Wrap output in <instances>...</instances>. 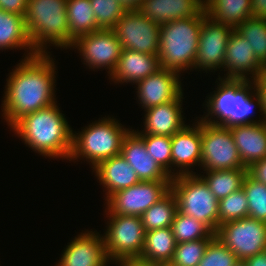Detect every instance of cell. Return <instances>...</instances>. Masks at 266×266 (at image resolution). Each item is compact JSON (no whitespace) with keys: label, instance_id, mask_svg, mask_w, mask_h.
I'll use <instances>...</instances> for the list:
<instances>
[{"label":"cell","instance_id":"obj_6","mask_svg":"<svg viewBox=\"0 0 266 266\" xmlns=\"http://www.w3.org/2000/svg\"><path fill=\"white\" fill-rule=\"evenodd\" d=\"M130 129L108 115L85 125L81 131H73L69 162L83 160L94 168L99 162L120 155L123 138Z\"/></svg>","mask_w":266,"mask_h":266},{"label":"cell","instance_id":"obj_4","mask_svg":"<svg viewBox=\"0 0 266 266\" xmlns=\"http://www.w3.org/2000/svg\"><path fill=\"white\" fill-rule=\"evenodd\" d=\"M66 3L67 0H28L24 19L31 45L38 54H51L49 46L60 50L72 47Z\"/></svg>","mask_w":266,"mask_h":266},{"label":"cell","instance_id":"obj_10","mask_svg":"<svg viewBox=\"0 0 266 266\" xmlns=\"http://www.w3.org/2000/svg\"><path fill=\"white\" fill-rule=\"evenodd\" d=\"M239 261L266 251V222L250 217L220 225L215 233Z\"/></svg>","mask_w":266,"mask_h":266},{"label":"cell","instance_id":"obj_17","mask_svg":"<svg viewBox=\"0 0 266 266\" xmlns=\"http://www.w3.org/2000/svg\"><path fill=\"white\" fill-rule=\"evenodd\" d=\"M195 121V124H187L182 130L171 136L172 177L184 174H198L193 167L200 168L201 164L202 129L201 120L196 119Z\"/></svg>","mask_w":266,"mask_h":266},{"label":"cell","instance_id":"obj_11","mask_svg":"<svg viewBox=\"0 0 266 266\" xmlns=\"http://www.w3.org/2000/svg\"><path fill=\"white\" fill-rule=\"evenodd\" d=\"M171 181H140L104 201V215L139 216L170 191ZM106 204V205H105Z\"/></svg>","mask_w":266,"mask_h":266},{"label":"cell","instance_id":"obj_1","mask_svg":"<svg viewBox=\"0 0 266 266\" xmlns=\"http://www.w3.org/2000/svg\"><path fill=\"white\" fill-rule=\"evenodd\" d=\"M53 54H38L19 60L6 79L1 114L9 128L24 115L56 103Z\"/></svg>","mask_w":266,"mask_h":266},{"label":"cell","instance_id":"obj_13","mask_svg":"<svg viewBox=\"0 0 266 266\" xmlns=\"http://www.w3.org/2000/svg\"><path fill=\"white\" fill-rule=\"evenodd\" d=\"M112 30L122 49L158 55L160 25L138 10H127Z\"/></svg>","mask_w":266,"mask_h":266},{"label":"cell","instance_id":"obj_39","mask_svg":"<svg viewBox=\"0 0 266 266\" xmlns=\"http://www.w3.org/2000/svg\"><path fill=\"white\" fill-rule=\"evenodd\" d=\"M27 3L28 0H0V9L25 17Z\"/></svg>","mask_w":266,"mask_h":266},{"label":"cell","instance_id":"obj_36","mask_svg":"<svg viewBox=\"0 0 266 266\" xmlns=\"http://www.w3.org/2000/svg\"><path fill=\"white\" fill-rule=\"evenodd\" d=\"M212 239L177 243L169 266H198Z\"/></svg>","mask_w":266,"mask_h":266},{"label":"cell","instance_id":"obj_45","mask_svg":"<svg viewBox=\"0 0 266 266\" xmlns=\"http://www.w3.org/2000/svg\"><path fill=\"white\" fill-rule=\"evenodd\" d=\"M127 10H138L143 0H118Z\"/></svg>","mask_w":266,"mask_h":266},{"label":"cell","instance_id":"obj_46","mask_svg":"<svg viewBox=\"0 0 266 266\" xmlns=\"http://www.w3.org/2000/svg\"><path fill=\"white\" fill-rule=\"evenodd\" d=\"M234 266H246L244 261H239L238 263H236Z\"/></svg>","mask_w":266,"mask_h":266},{"label":"cell","instance_id":"obj_29","mask_svg":"<svg viewBox=\"0 0 266 266\" xmlns=\"http://www.w3.org/2000/svg\"><path fill=\"white\" fill-rule=\"evenodd\" d=\"M203 172V174L199 175L209 186V189L214 194V196L218 200H221L232 192H235L242 188L244 177L247 174V168L210 170Z\"/></svg>","mask_w":266,"mask_h":266},{"label":"cell","instance_id":"obj_18","mask_svg":"<svg viewBox=\"0 0 266 266\" xmlns=\"http://www.w3.org/2000/svg\"><path fill=\"white\" fill-rule=\"evenodd\" d=\"M264 67L249 42L233 30L226 46L221 70L224 71V75L220 78L253 80L264 72Z\"/></svg>","mask_w":266,"mask_h":266},{"label":"cell","instance_id":"obj_12","mask_svg":"<svg viewBox=\"0 0 266 266\" xmlns=\"http://www.w3.org/2000/svg\"><path fill=\"white\" fill-rule=\"evenodd\" d=\"M76 49L82 64L91 71L108 70V77L117 66L121 56L122 46L113 30L100 29L80 36L70 50Z\"/></svg>","mask_w":266,"mask_h":266},{"label":"cell","instance_id":"obj_35","mask_svg":"<svg viewBox=\"0 0 266 266\" xmlns=\"http://www.w3.org/2000/svg\"><path fill=\"white\" fill-rule=\"evenodd\" d=\"M97 27L112 30L127 9L118 0H90Z\"/></svg>","mask_w":266,"mask_h":266},{"label":"cell","instance_id":"obj_26","mask_svg":"<svg viewBox=\"0 0 266 266\" xmlns=\"http://www.w3.org/2000/svg\"><path fill=\"white\" fill-rule=\"evenodd\" d=\"M176 245L171 227L147 231L139 259L167 265L172 260Z\"/></svg>","mask_w":266,"mask_h":266},{"label":"cell","instance_id":"obj_23","mask_svg":"<svg viewBox=\"0 0 266 266\" xmlns=\"http://www.w3.org/2000/svg\"><path fill=\"white\" fill-rule=\"evenodd\" d=\"M204 0H143L138 11L159 25L197 16L204 9Z\"/></svg>","mask_w":266,"mask_h":266},{"label":"cell","instance_id":"obj_19","mask_svg":"<svg viewBox=\"0 0 266 266\" xmlns=\"http://www.w3.org/2000/svg\"><path fill=\"white\" fill-rule=\"evenodd\" d=\"M184 92L175 100L146 109L143 113L142 131L133 129L138 135L173 136L182 130L187 123L184 121ZM186 123V124H185Z\"/></svg>","mask_w":266,"mask_h":266},{"label":"cell","instance_id":"obj_43","mask_svg":"<svg viewBox=\"0 0 266 266\" xmlns=\"http://www.w3.org/2000/svg\"><path fill=\"white\" fill-rule=\"evenodd\" d=\"M116 266H163L162 263L146 262L136 259H126L115 264Z\"/></svg>","mask_w":266,"mask_h":266},{"label":"cell","instance_id":"obj_24","mask_svg":"<svg viewBox=\"0 0 266 266\" xmlns=\"http://www.w3.org/2000/svg\"><path fill=\"white\" fill-rule=\"evenodd\" d=\"M244 167L266 157V121L230 127Z\"/></svg>","mask_w":266,"mask_h":266},{"label":"cell","instance_id":"obj_33","mask_svg":"<svg viewBox=\"0 0 266 266\" xmlns=\"http://www.w3.org/2000/svg\"><path fill=\"white\" fill-rule=\"evenodd\" d=\"M242 188L248 200V217L266 222V185L247 173Z\"/></svg>","mask_w":266,"mask_h":266},{"label":"cell","instance_id":"obj_9","mask_svg":"<svg viewBox=\"0 0 266 266\" xmlns=\"http://www.w3.org/2000/svg\"><path fill=\"white\" fill-rule=\"evenodd\" d=\"M200 170H230L244 167L229 127L212 125L201 120Z\"/></svg>","mask_w":266,"mask_h":266},{"label":"cell","instance_id":"obj_40","mask_svg":"<svg viewBox=\"0 0 266 266\" xmlns=\"http://www.w3.org/2000/svg\"><path fill=\"white\" fill-rule=\"evenodd\" d=\"M247 173L256 181L266 185V157L247 168Z\"/></svg>","mask_w":266,"mask_h":266},{"label":"cell","instance_id":"obj_31","mask_svg":"<svg viewBox=\"0 0 266 266\" xmlns=\"http://www.w3.org/2000/svg\"><path fill=\"white\" fill-rule=\"evenodd\" d=\"M171 229L177 243L215 237V233L205 223L179 211L175 214Z\"/></svg>","mask_w":266,"mask_h":266},{"label":"cell","instance_id":"obj_21","mask_svg":"<svg viewBox=\"0 0 266 266\" xmlns=\"http://www.w3.org/2000/svg\"><path fill=\"white\" fill-rule=\"evenodd\" d=\"M160 68L158 55L122 49L117 66L108 77L111 80L109 83L118 85L130 83L133 86Z\"/></svg>","mask_w":266,"mask_h":266},{"label":"cell","instance_id":"obj_37","mask_svg":"<svg viewBox=\"0 0 266 266\" xmlns=\"http://www.w3.org/2000/svg\"><path fill=\"white\" fill-rule=\"evenodd\" d=\"M146 145V150L172 177L171 137L160 135H139Z\"/></svg>","mask_w":266,"mask_h":266},{"label":"cell","instance_id":"obj_15","mask_svg":"<svg viewBox=\"0 0 266 266\" xmlns=\"http://www.w3.org/2000/svg\"><path fill=\"white\" fill-rule=\"evenodd\" d=\"M181 76L176 71L160 68L137 82L134 86L136 101L143 111L177 99L184 92Z\"/></svg>","mask_w":266,"mask_h":266},{"label":"cell","instance_id":"obj_34","mask_svg":"<svg viewBox=\"0 0 266 266\" xmlns=\"http://www.w3.org/2000/svg\"><path fill=\"white\" fill-rule=\"evenodd\" d=\"M248 217V200L243 188L219 200V226Z\"/></svg>","mask_w":266,"mask_h":266},{"label":"cell","instance_id":"obj_20","mask_svg":"<svg viewBox=\"0 0 266 266\" xmlns=\"http://www.w3.org/2000/svg\"><path fill=\"white\" fill-rule=\"evenodd\" d=\"M120 155L135 170L140 181L172 180V177L149 155L144 140L132 127L123 138Z\"/></svg>","mask_w":266,"mask_h":266},{"label":"cell","instance_id":"obj_32","mask_svg":"<svg viewBox=\"0 0 266 266\" xmlns=\"http://www.w3.org/2000/svg\"><path fill=\"white\" fill-rule=\"evenodd\" d=\"M234 30L249 42L257 59L266 66V18L250 17Z\"/></svg>","mask_w":266,"mask_h":266},{"label":"cell","instance_id":"obj_2","mask_svg":"<svg viewBox=\"0 0 266 266\" xmlns=\"http://www.w3.org/2000/svg\"><path fill=\"white\" fill-rule=\"evenodd\" d=\"M215 83L216 90L214 93H208L202 105L205 108L203 116L196 118L212 125L229 128L266 121L262 100L253 80L218 77ZM256 108H259V118L255 116Z\"/></svg>","mask_w":266,"mask_h":266},{"label":"cell","instance_id":"obj_30","mask_svg":"<svg viewBox=\"0 0 266 266\" xmlns=\"http://www.w3.org/2000/svg\"><path fill=\"white\" fill-rule=\"evenodd\" d=\"M177 211L176 197L170 190L142 214V224L145 231L171 227Z\"/></svg>","mask_w":266,"mask_h":266},{"label":"cell","instance_id":"obj_41","mask_svg":"<svg viewBox=\"0 0 266 266\" xmlns=\"http://www.w3.org/2000/svg\"><path fill=\"white\" fill-rule=\"evenodd\" d=\"M253 82L255 84L256 91L262 100L266 120V74L264 72L261 73L258 77L253 79Z\"/></svg>","mask_w":266,"mask_h":266},{"label":"cell","instance_id":"obj_28","mask_svg":"<svg viewBox=\"0 0 266 266\" xmlns=\"http://www.w3.org/2000/svg\"><path fill=\"white\" fill-rule=\"evenodd\" d=\"M66 10L69 39L72 42L80 36L100 30L90 0H67Z\"/></svg>","mask_w":266,"mask_h":266},{"label":"cell","instance_id":"obj_42","mask_svg":"<svg viewBox=\"0 0 266 266\" xmlns=\"http://www.w3.org/2000/svg\"><path fill=\"white\" fill-rule=\"evenodd\" d=\"M252 17L266 18V0H251Z\"/></svg>","mask_w":266,"mask_h":266},{"label":"cell","instance_id":"obj_7","mask_svg":"<svg viewBox=\"0 0 266 266\" xmlns=\"http://www.w3.org/2000/svg\"><path fill=\"white\" fill-rule=\"evenodd\" d=\"M170 190L176 197L179 212L205 223L216 233L219 227V200L199 173L172 177Z\"/></svg>","mask_w":266,"mask_h":266},{"label":"cell","instance_id":"obj_22","mask_svg":"<svg viewBox=\"0 0 266 266\" xmlns=\"http://www.w3.org/2000/svg\"><path fill=\"white\" fill-rule=\"evenodd\" d=\"M94 177L102 185L107 200L112 194L140 182L135 170L121 156L117 155L99 162L93 169Z\"/></svg>","mask_w":266,"mask_h":266},{"label":"cell","instance_id":"obj_8","mask_svg":"<svg viewBox=\"0 0 266 266\" xmlns=\"http://www.w3.org/2000/svg\"><path fill=\"white\" fill-rule=\"evenodd\" d=\"M103 233L107 259L116 264L126 259L140 258L146 231L142 218L130 215H106Z\"/></svg>","mask_w":266,"mask_h":266},{"label":"cell","instance_id":"obj_44","mask_svg":"<svg viewBox=\"0 0 266 266\" xmlns=\"http://www.w3.org/2000/svg\"><path fill=\"white\" fill-rule=\"evenodd\" d=\"M246 266H266V251L244 260Z\"/></svg>","mask_w":266,"mask_h":266},{"label":"cell","instance_id":"obj_16","mask_svg":"<svg viewBox=\"0 0 266 266\" xmlns=\"http://www.w3.org/2000/svg\"><path fill=\"white\" fill-rule=\"evenodd\" d=\"M55 266H110L103 234L85 229L67 243Z\"/></svg>","mask_w":266,"mask_h":266},{"label":"cell","instance_id":"obj_25","mask_svg":"<svg viewBox=\"0 0 266 266\" xmlns=\"http://www.w3.org/2000/svg\"><path fill=\"white\" fill-rule=\"evenodd\" d=\"M9 49H24L23 59L38 55L31 45L24 16L0 9V50Z\"/></svg>","mask_w":266,"mask_h":266},{"label":"cell","instance_id":"obj_14","mask_svg":"<svg viewBox=\"0 0 266 266\" xmlns=\"http://www.w3.org/2000/svg\"><path fill=\"white\" fill-rule=\"evenodd\" d=\"M234 28L222 23L215 22L209 16L203 19L200 28L199 43L195 57V71L203 73H215L218 77L224 64L226 46Z\"/></svg>","mask_w":266,"mask_h":266},{"label":"cell","instance_id":"obj_38","mask_svg":"<svg viewBox=\"0 0 266 266\" xmlns=\"http://www.w3.org/2000/svg\"><path fill=\"white\" fill-rule=\"evenodd\" d=\"M238 262L236 255L214 237L209 242L198 266H234Z\"/></svg>","mask_w":266,"mask_h":266},{"label":"cell","instance_id":"obj_5","mask_svg":"<svg viewBox=\"0 0 266 266\" xmlns=\"http://www.w3.org/2000/svg\"><path fill=\"white\" fill-rule=\"evenodd\" d=\"M206 16L204 8L195 17L160 25L158 58L161 68L180 74L194 71L200 28Z\"/></svg>","mask_w":266,"mask_h":266},{"label":"cell","instance_id":"obj_27","mask_svg":"<svg viewBox=\"0 0 266 266\" xmlns=\"http://www.w3.org/2000/svg\"><path fill=\"white\" fill-rule=\"evenodd\" d=\"M204 7L212 20L234 29L252 17L251 0H204Z\"/></svg>","mask_w":266,"mask_h":266},{"label":"cell","instance_id":"obj_3","mask_svg":"<svg viewBox=\"0 0 266 266\" xmlns=\"http://www.w3.org/2000/svg\"><path fill=\"white\" fill-rule=\"evenodd\" d=\"M10 129L15 132V137L40 156L68 161L74 128L57 102L24 115Z\"/></svg>","mask_w":266,"mask_h":266}]
</instances>
